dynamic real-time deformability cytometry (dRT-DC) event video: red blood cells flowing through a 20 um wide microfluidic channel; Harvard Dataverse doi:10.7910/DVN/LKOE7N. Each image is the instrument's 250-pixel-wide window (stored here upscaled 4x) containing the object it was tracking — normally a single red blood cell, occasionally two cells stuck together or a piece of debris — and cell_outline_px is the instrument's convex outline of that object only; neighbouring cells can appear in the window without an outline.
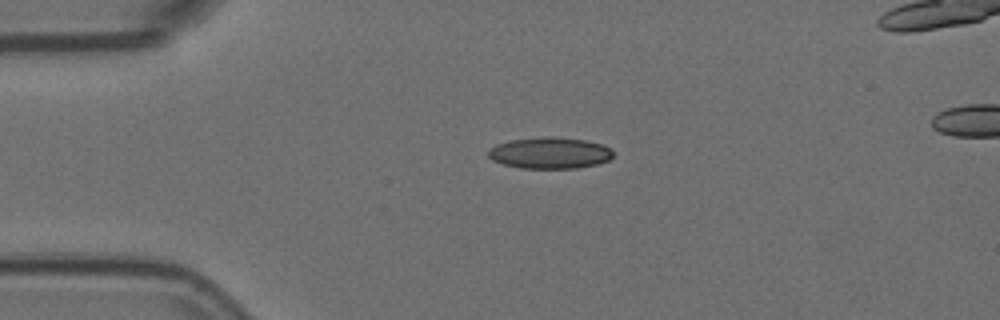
{"species": "Egyptian fruit bat (a non-hibernating species)", "species_latin": "Rousettus aegyptiacus", "temperature_condition": "room temperature", "stored_images_in_passage": 31, "camera_frame_rate_fps": 3000, "um_per_image_px": 0.085, "animal": {"sex": "female"}, "frame": {"image": 1, "passage_image": 1, "time_ms": 0.0, "image_size_px": [1000, 320], "cell_outline_px": [[612, 156], [608, 160], [596, 164], [576, 168], [520, 168], [504, 164], [492, 160], [488, 156], [488, 148], [496, 144], [508, 140], [544, 136], [552, 136], [584, 140], [604, 144], [612, 152]], "centroid_in_image_um": [46.68, 12.99], "position_along_channel_um": 38.3, "area_um2": 22.89}}
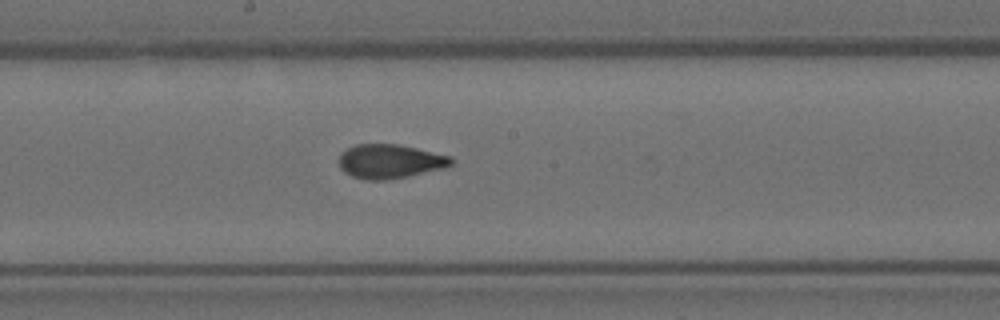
{"frame": {"image": 2, "passage_image": 18, "time_ms": 5.667, "image_size_px": [1000, 320], "cell_outline_px": [[452, 164], [444, 168], [408, 176], [384, 180], [364, 180], [352, 176], [344, 172], [340, 168], [340, 152], [356, 144], [396, 144], [416, 148], [452, 156]], "centroid_in_image_um": [33.13, 13.71], "position_along_channel_um": 215.1, "area_um2": 22.25}}
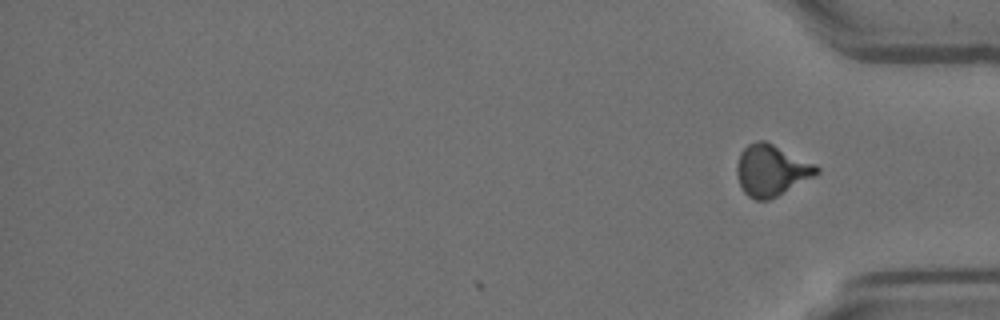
{"frame": {"image": 3, "passage_image": 31, "time_ms": 10.0, "image_size_px": [1000, 320], "cell_outline_px": [[820, 172], [776, 196], [768, 200], [756, 200], [748, 196], [744, 192], [740, 184], [736, 172], [736, 168], [740, 152], [748, 144], [756, 140], [764, 140], [816, 164], [820, 168]], "centroid_in_image_um": [65.54, 14.46], "position_along_channel_um": 369.7, "area_um2": 23.52}, "authors_computed_cell_mechanics": {"area_um2": 22.542, "velocity_mm_per_s": 3.613, "shape_relaxation_time_tau1_ms": 10.2458, "shape_relaxation_time_tau2_ms": 1.1647, "deformation_change_tau1": 0.202, "deformation_change_tau2": 0.0647}}